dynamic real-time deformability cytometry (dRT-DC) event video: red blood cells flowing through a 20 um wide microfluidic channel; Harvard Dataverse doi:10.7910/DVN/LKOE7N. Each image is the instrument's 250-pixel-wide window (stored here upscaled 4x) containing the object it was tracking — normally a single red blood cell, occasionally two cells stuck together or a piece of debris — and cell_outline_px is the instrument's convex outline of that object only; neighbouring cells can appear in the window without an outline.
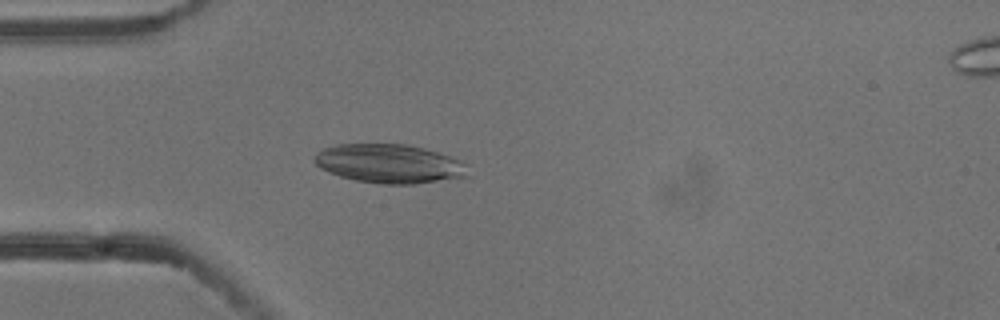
{"species": "common noctule bat (a hibernating species)", "species_latin": "Nyctalus noctula", "temperature_condition": "cold", "stored_images_in_passage": 2, "camera_frame_rate_fps": 3000, "um_per_image_px": 0.085, "animal": {"sex": "male", "body_mass_g": 13.3}, "frame": {"image": 1, "passage_image": 2, "time_ms": 0.333, "image_size_px": [1000, 320], "cell_outline_px": [[468, 176], [416, 184], [380, 184], [356, 180], [340, 176], [328, 172], [320, 168], [312, 160], [316, 152], [324, 148], [336, 144], [408, 144], [424, 148], [460, 160], [464, 164]], "centroid_in_image_um": [33.03, 13.91], "position_along_channel_um": 52.0, "area_um2": 34.74}}